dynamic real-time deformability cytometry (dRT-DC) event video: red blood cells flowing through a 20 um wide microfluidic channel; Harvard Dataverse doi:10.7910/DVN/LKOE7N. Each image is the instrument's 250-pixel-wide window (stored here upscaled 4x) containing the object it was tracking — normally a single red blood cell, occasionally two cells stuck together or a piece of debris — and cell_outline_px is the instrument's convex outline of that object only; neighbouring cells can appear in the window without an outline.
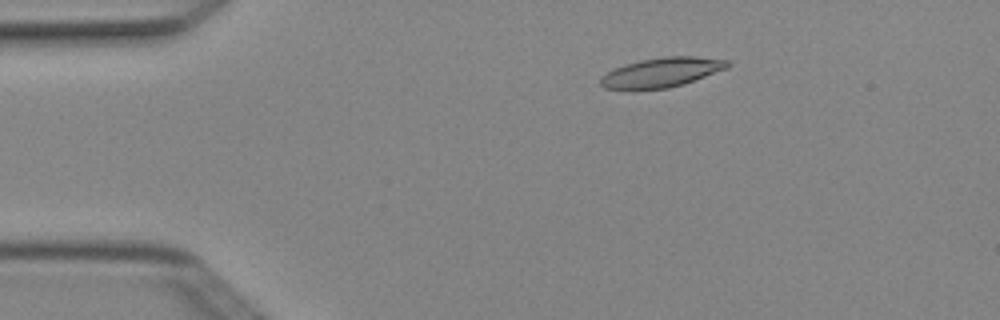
{"species": "Egyptian fruit bat (a non-hibernating species)", "species_latin": "Rousettus aegyptiacus", "temperature_condition": "cold", "stored_images_in_passage": 6, "camera_frame_rate_fps": 3000, "um_per_image_px": 0.085, "animal": {"sex": "female"}, "frame": {"image": 1, "passage_image": 3, "time_ms": 0.667, "image_size_px": [1000, 320], "cell_outline_px": [[732, 64], [728, 68], [684, 84], [668, 88], [604, 88], [600, 84], [600, 76], [624, 64], [640, 60], [664, 56], [692, 56], [728, 60]], "centroid_in_image_um": [56.29, 6.13], "position_along_channel_um": 28.7, "area_um2": 21.62}}
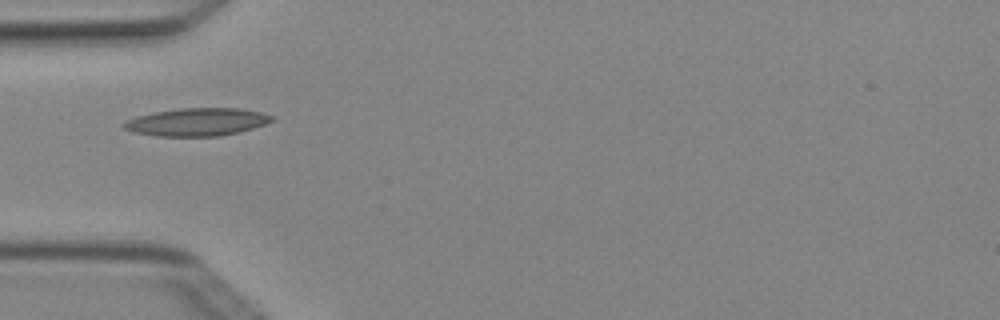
{"frame": {"image": 2, "passage_image": 5, "time_ms": 1.333, "image_size_px": [1000, 320], "cell_outline_px": [[276, 116], [272, 120], [264, 124], [240, 132], [220, 136], [156, 136], [132, 132], [124, 128], [120, 124], [124, 120], [136, 116], [152, 112], [180, 108], [240, 108], [260, 112]], "centroid_in_image_um": [16.69, 10.36], "position_along_channel_um": 68.3, "area_um2": 24.22}}
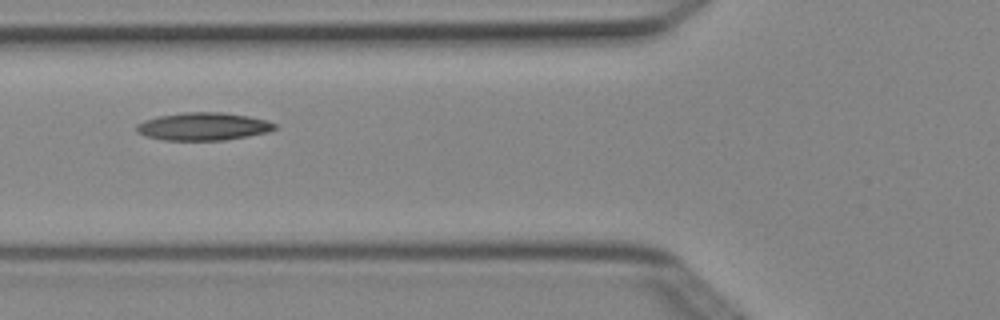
{"frame": {"image": 3, "passage_image": 6, "time_ms": 1.667, "image_size_px": [1000, 320], "cell_outline_px": [[276, 128], [268, 132], [248, 136], [224, 140], [164, 140], [144, 136], [136, 132], [136, 124], [144, 120], [156, 116], [184, 112], [224, 112], [248, 116], [268, 120], [276, 124]], "centroid_in_image_um": [17.25, 10.74], "position_along_channel_um": 108.5, "area_um2": 22.6}}